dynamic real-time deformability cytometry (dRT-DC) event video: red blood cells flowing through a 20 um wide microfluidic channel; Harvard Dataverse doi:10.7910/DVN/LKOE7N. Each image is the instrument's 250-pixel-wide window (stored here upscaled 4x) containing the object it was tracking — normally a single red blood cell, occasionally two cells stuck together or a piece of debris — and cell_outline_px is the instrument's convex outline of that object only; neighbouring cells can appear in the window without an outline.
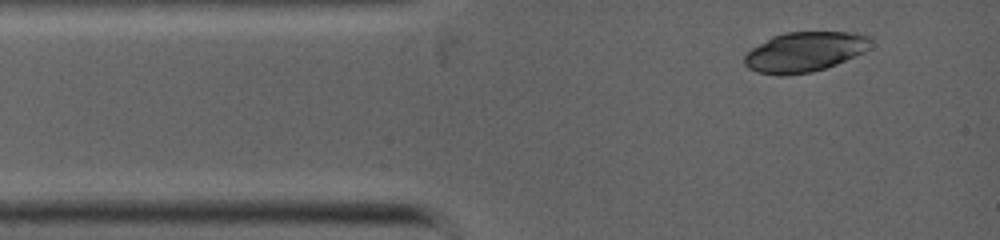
{"species": "common noctule bat (a hibernating species)", "species_latin": "Nyctalus noctula", "temperature_condition": "warm", "stored_images_in_passage": 5, "camera_frame_rate_fps": 5000, "um_per_image_px": 0.085, "animal": {"sex": "female", "body_mass_g": 19.0, "forearm_length_mm": 53.3}, "frame": {"image": 1, "passage_image": 1, "time_ms": 0.0, "image_size_px": [1000, 240], "cell_outline_px": [[872, 40], [864, 52], [836, 64], [812, 72], [784, 76], [780, 76], [756, 72], [748, 68], [744, 64], [744, 56], [752, 48], [772, 36], [784, 32], [848, 32], [868, 36]], "centroid_in_image_um": [68.35, 4.42], "position_along_channel_um": 16.7, "area_um2": 29.3}}